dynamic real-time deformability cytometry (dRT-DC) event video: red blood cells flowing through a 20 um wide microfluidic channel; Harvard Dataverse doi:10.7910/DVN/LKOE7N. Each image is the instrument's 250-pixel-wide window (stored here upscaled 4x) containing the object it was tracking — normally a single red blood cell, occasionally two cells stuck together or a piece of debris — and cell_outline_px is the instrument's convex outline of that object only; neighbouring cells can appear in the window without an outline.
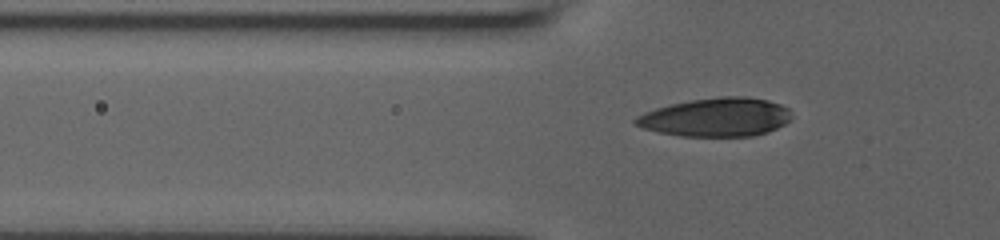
{"species": "human", "species_latin": "Homo sapiens", "temperature_condition": "room temperature", "stored_images_in_passage": 45, "camera_frame_rate_fps": 3000, "um_per_image_px": 0.085, "donor": {"sex": "male"}, "frame": {"image": 1, "passage_image": 10, "time_ms": 3.0, "image_size_px": [1000, 240], "cell_outline_px": [[792, 116], [784, 124], [768, 132], [752, 136], [680, 136], [660, 132], [644, 128], [636, 124], [632, 120], [636, 116], [644, 112], [656, 108], [672, 104], [692, 100], [720, 96], [748, 96], [768, 100], [780, 104], [788, 108]], "centroid_in_image_um": [60.88, 9.96], "position_along_channel_um": 64.9, "area_um2": 35.03}}
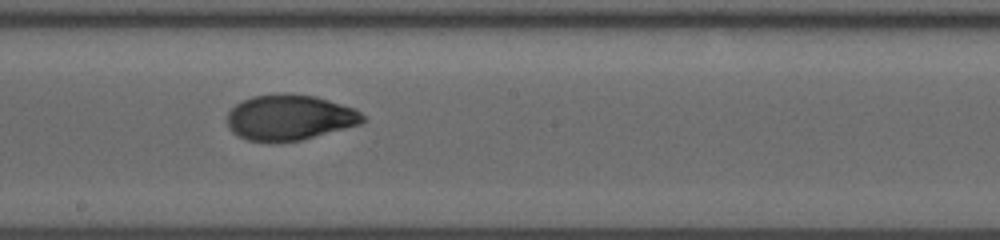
{"frame": {"image": 2, "passage_image": 23, "time_ms": 7.333, "image_size_px": [1000, 240], "cell_outline_px": [[368, 120], [360, 124], [300, 140], [248, 140], [232, 132], [228, 128], [228, 112], [236, 104], [252, 96], [284, 92], [288, 92], [316, 96], [356, 108]], "centroid_in_image_um": [24.65, 9.94], "position_along_channel_um": 223.5, "area_um2": 35.78}}
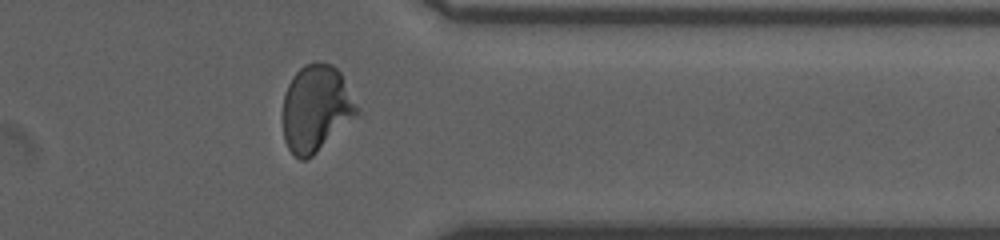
{"frame": {"image": 3, "passage_image": 36, "time_ms": 11.667, "image_size_px": [1000, 240], "cell_outline_px": [[364, 116], [308, 160], [300, 160], [288, 148], [284, 140], [284, 96], [288, 84], [292, 76], [304, 64], [316, 60], [332, 64], [340, 72]], "centroid_in_image_um": [26.96, 9.25], "position_along_channel_um": 384.4, "area_um2": 38.84}}